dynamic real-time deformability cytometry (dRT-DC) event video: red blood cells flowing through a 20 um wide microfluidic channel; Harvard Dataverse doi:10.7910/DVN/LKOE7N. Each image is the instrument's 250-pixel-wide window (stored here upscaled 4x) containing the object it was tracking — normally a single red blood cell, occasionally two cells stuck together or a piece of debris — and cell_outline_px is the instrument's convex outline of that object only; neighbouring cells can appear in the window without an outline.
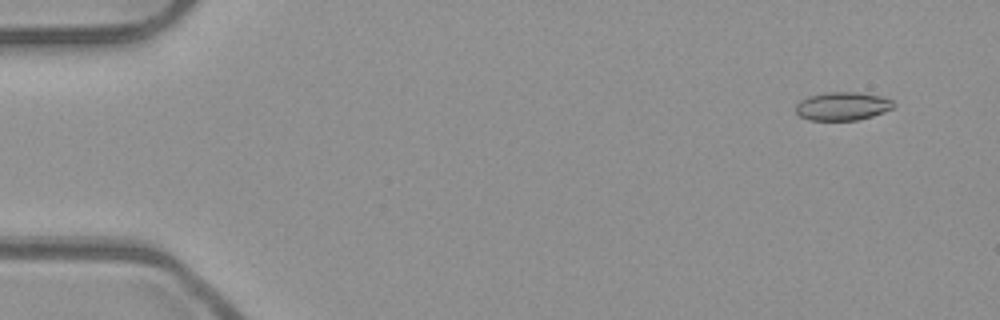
{"species": "common noctule bat (a hibernating species)", "species_latin": "Nyctalus noctula", "temperature_condition": "room temperature", "stored_images_in_passage": 51, "camera_frame_rate_fps": 3000, "um_per_image_px": 0.085, "animal": {"sex": "male", "body_mass_g": 23.1, "forearm_length_mm": 52.7}, "frame": {"image": 1, "passage_image": 2, "time_ms": 0.333, "image_size_px": [1000, 320], "cell_outline_px": [[896, 104], [892, 108], [884, 112], [872, 116], [856, 120], [808, 120], [800, 116], [796, 112], [796, 104], [800, 100], [808, 96], [828, 92], [856, 92], [880, 96], [892, 100]], "centroid_in_image_um": [71.6, 9.02], "position_along_channel_um": 13.4, "area_um2": 16.13}}
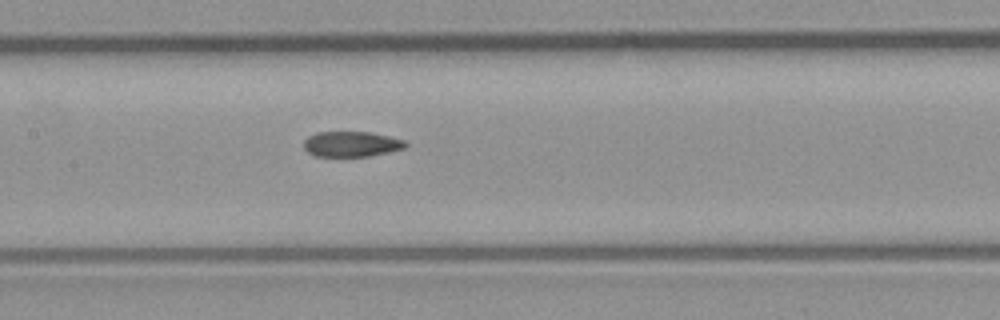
{"frame": {"image": 2, "passage_image": 24, "time_ms": 7.667, "image_size_px": [1000, 320], "cell_outline_px": [[408, 144], [404, 148], [388, 152], [368, 156], [316, 156], [308, 152], [304, 148], [304, 140], [308, 136], [316, 132], [372, 132], [404, 140]], "centroid_in_image_um": [29.86, 12.24], "position_along_channel_um": 177.5, "area_um2": 14.97}}
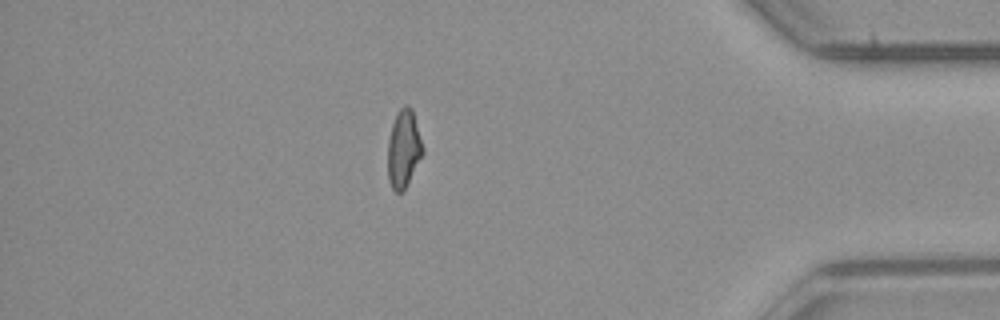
{"frame": {"image": 3, "passage_image": 44, "time_ms": 14.333, "image_size_px": [1000, 320], "cell_outline_px": [[424, 152], [404, 188], [400, 192], [396, 192], [392, 188], [388, 180], [388, 140], [392, 124], [396, 112], [404, 104], [408, 104], [412, 108], [424, 148]], "centroid_in_image_um": [34.3, 12.58], "position_along_channel_um": 400.9, "area_um2": 15.78}, "authors_computed_cell_mechanics": {"area_um2": 16.1262, "velocity_mm_per_s": 3.9476, "shape_relaxation_time_tau1_ms": null, "shape_relaxation_time_tau2_ms": 4.3583, "deformation_change_tau1": null, "deformation_change_tau2": 0.1016}}